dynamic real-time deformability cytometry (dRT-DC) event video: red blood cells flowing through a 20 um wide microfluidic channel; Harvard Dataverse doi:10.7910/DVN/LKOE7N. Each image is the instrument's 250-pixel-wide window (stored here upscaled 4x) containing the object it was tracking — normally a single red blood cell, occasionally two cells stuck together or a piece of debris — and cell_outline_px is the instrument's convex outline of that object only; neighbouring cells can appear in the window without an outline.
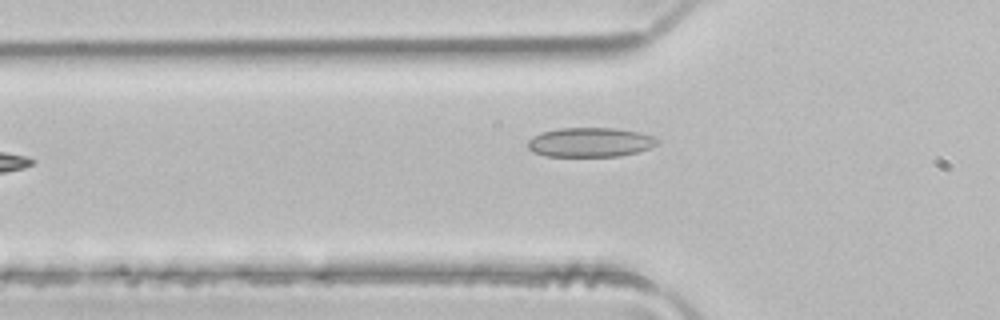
{"species": "common noctule bat (a hibernating species)", "species_latin": "Nyctalus noctula", "temperature_condition": "room temperature", "stored_images_in_passage": 3, "camera_frame_rate_fps": 3000, "um_per_image_px": 0.085, "animal": {"sex": "male", "body_mass_g": 21.5, "forearm_length_mm": 52.0}, "frame": {"image": 1, "passage_image": 3, "time_ms": 0.667, "image_size_px": [1000, 320], "cell_outline_px": [[660, 140], [656, 144], [648, 148], [636, 152], [620, 156], [544, 156], [532, 152], [528, 148], [528, 140], [540, 132], [560, 128], [616, 128], [640, 132], [652, 136]], "centroid_in_image_um": [50.13, 12.09], "position_along_channel_um": 75.7, "area_um2": 22.2}}